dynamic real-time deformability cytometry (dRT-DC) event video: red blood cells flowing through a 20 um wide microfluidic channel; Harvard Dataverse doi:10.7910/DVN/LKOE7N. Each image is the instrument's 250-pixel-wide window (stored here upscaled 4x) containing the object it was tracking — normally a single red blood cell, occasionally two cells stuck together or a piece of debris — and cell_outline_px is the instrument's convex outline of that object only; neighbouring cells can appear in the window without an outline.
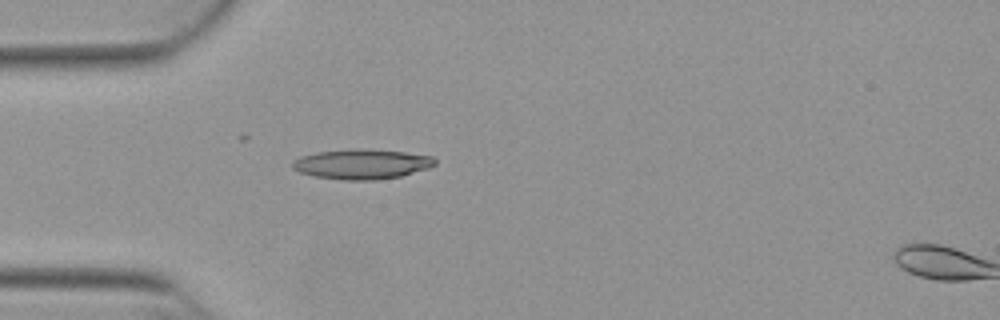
{"species": "Egyptian fruit bat (a non-hibernating species)", "species_latin": "Rousettus aegyptiacus", "temperature_condition": "warm", "stored_images_in_passage": 39, "camera_frame_rate_fps": 3000, "um_per_image_px": 0.085, "animal": {"sex": "female"}, "frame": {"image": 1, "passage_image": 6, "time_ms": 1.667, "image_size_px": [1000, 320], "cell_outline_px": [[436, 164], [428, 168], [400, 176], [376, 180], [344, 180], [312, 176], [300, 172], [292, 168], [292, 160], [300, 156], [316, 152], [360, 148], [404, 152], [432, 156], [436, 160]], "centroid_in_image_um": [30.72, 13.95], "position_along_channel_um": 54.3, "area_um2": 24.91}}
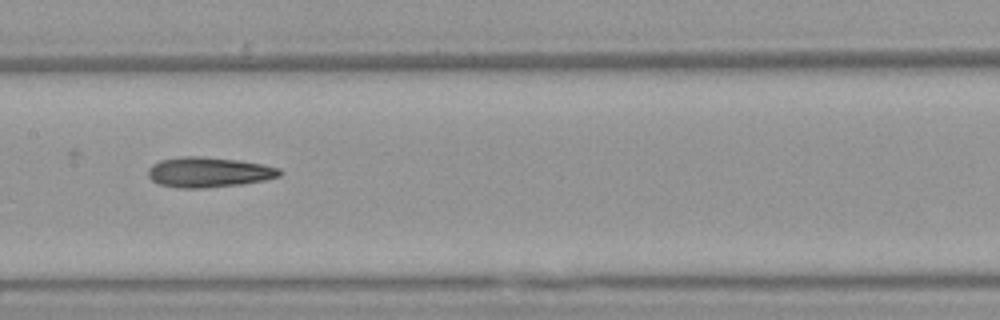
{"frame": {"image": 2, "passage_image": 17, "time_ms": 5.333, "image_size_px": [1000, 320], "cell_outline_px": [[284, 172], [280, 176], [264, 180], [240, 184], [204, 188], [176, 188], [156, 184], [148, 176], [148, 168], [152, 164], [160, 160], [180, 156], [200, 156], [240, 160], [264, 164], [280, 168]], "centroid_in_image_um": [17.73, 14.63], "position_along_channel_um": 189.7, "area_um2": 23.47}}
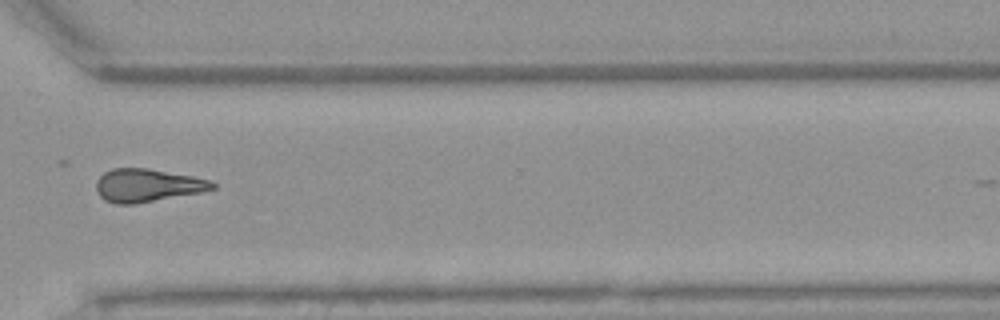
{"frame": {"image": 3, "passage_image": 30, "time_ms": 9.667, "image_size_px": [1000, 320], "cell_outline_px": [[216, 188], [200, 192], [136, 204], [116, 204], [104, 200], [96, 192], [96, 180], [104, 172], [112, 168], [148, 168], [192, 176], [212, 180], [216, 184]], "centroid_in_image_um": [12.51, 15.75], "position_along_channel_um": 358.1, "area_um2": 22.48}, "authors_computed_cell_mechanics": {"area_um2": 22.4264, "velocity_mm_per_s": 3.8865, "shape_relaxation_time_tau1_ms": null, "shape_relaxation_time_tau2_ms": 7.8556, "deformation_change_tau1": null, "deformation_change_tau2": 0.2201}}